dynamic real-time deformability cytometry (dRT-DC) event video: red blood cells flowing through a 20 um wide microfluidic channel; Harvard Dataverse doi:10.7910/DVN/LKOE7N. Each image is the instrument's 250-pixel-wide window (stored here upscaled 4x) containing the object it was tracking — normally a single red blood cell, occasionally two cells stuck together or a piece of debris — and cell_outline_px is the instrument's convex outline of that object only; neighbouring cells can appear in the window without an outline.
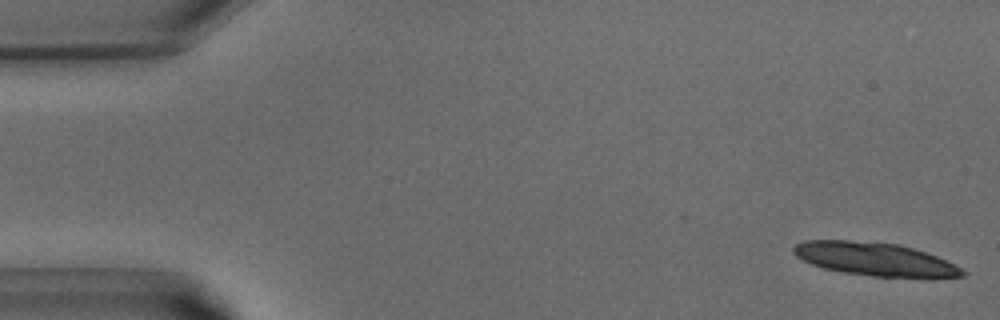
{"species": "common noctule bat (a hibernating species)", "species_latin": "Nyctalus noctula", "temperature_condition": "warm", "stored_images_in_passage": 14, "segment_of_instrument_passage": [1, 2], "camera_frame_rate_fps": 3000, "um_per_image_px": 0.085, "animal": {"sex": "male", "body_mass_g": 15.6}, "frame": {"image": 1, "passage_image": 1, "time_ms": 0.0, "image_size_px": [1000, 320], "cell_outline_px": [[968, 272], [964, 276], [872, 276], [844, 272], [824, 268], [812, 264], [796, 256], [792, 252], [792, 248], [796, 244], [804, 240], [848, 240], [896, 244], [912, 248], [936, 256]], "centroid_in_image_um": [74.27, 22.0], "position_along_channel_um": 10.7, "area_um2": 31.79}}